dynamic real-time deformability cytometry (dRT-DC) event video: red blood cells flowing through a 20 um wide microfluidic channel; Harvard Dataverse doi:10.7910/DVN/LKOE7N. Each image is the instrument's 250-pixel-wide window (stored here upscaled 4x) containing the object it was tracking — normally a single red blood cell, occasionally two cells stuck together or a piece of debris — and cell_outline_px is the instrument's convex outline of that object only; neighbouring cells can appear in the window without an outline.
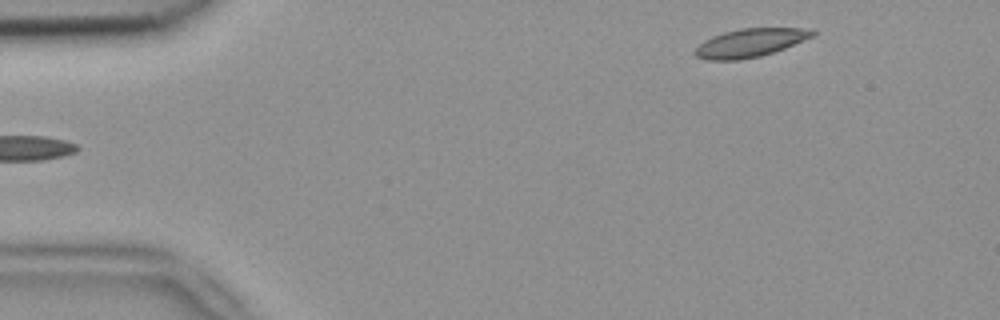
{"species": "common noctule bat (a hibernating species)", "species_latin": "Nyctalus noctula", "temperature_condition": "room temperature", "stored_images_in_passage": 5, "camera_frame_rate_fps": 3000, "um_per_image_px": 0.085, "animal": {"sex": "female", "body_mass_g": 18.4}, "frame": {"image": 1, "passage_image": 5, "time_ms": 1.333, "image_size_px": [1000, 320], "cell_outline_px": [[816, 36], [784, 48], [760, 56], [740, 60], [704, 60], [696, 56], [692, 52], [704, 40], [712, 36], [724, 32], [740, 28], [800, 28], [816, 32]], "centroid_in_image_um": [63.73, 3.64], "position_along_channel_um": 21.3, "area_um2": 19.42}}